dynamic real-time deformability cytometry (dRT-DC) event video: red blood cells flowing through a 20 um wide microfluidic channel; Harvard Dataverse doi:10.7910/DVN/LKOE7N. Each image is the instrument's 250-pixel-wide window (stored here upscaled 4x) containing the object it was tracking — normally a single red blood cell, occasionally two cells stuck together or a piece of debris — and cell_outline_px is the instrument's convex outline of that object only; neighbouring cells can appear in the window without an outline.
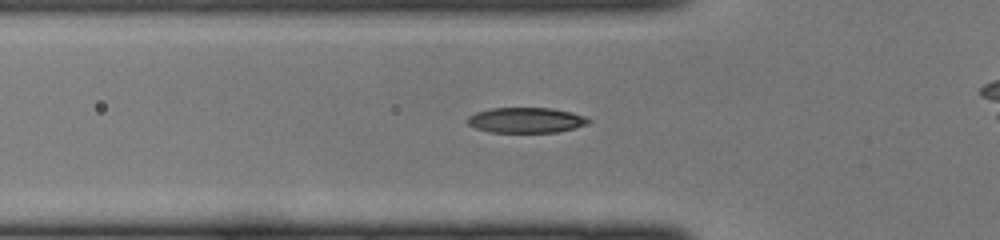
{"species": "common noctule bat (a hibernating species)", "species_latin": "Nyctalus noctula", "temperature_condition": "cold", "stored_images_in_passage": 30, "camera_frame_rate_fps": 3000, "um_per_image_px": 0.085, "animal": {"sex": "female", "body_mass_g": 22.0, "forearm_length_mm": 56.7}, "frame": {"image": 1, "passage_image": 8, "time_ms": 2.333, "image_size_px": [1000, 240], "cell_outline_px": [[592, 120], [588, 124], [556, 132], [492, 132], [476, 128], [468, 124], [464, 120], [468, 116], [476, 112], [492, 108], [552, 108], [572, 112], [584, 116]], "centroid_in_image_um": [44.69, 10.21], "position_along_channel_um": 81.1, "area_um2": 17.86}}
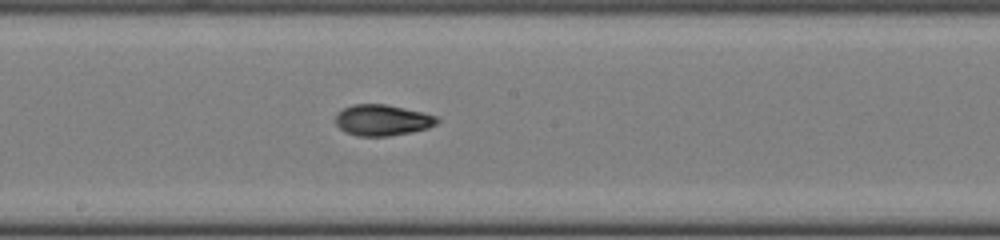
{"frame": {"image": 2, "passage_image": 17, "time_ms": 5.333, "image_size_px": [1000, 240], "cell_outline_px": [[440, 120], [436, 124], [428, 128], [412, 132], [388, 136], [356, 136], [344, 132], [336, 124], [336, 116], [344, 108], [352, 104], [388, 104], [424, 112], [436, 116]], "centroid_in_image_um": [32.52, 10.21], "position_along_channel_um": 215.7, "area_um2": 18.5}}
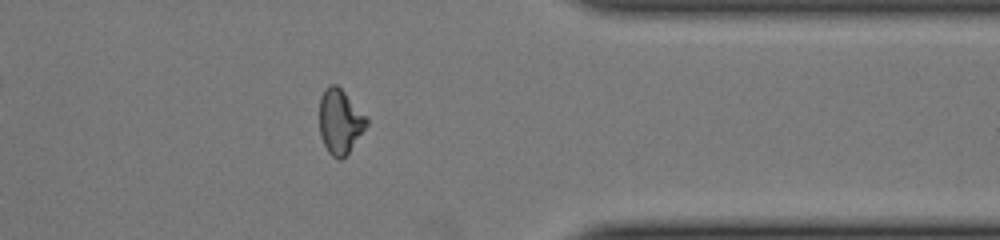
{"frame": {"image": 3, "passage_image": 29, "time_ms": 9.333, "image_size_px": [1000, 240], "cell_outline_px": [[368, 124], [348, 152], [340, 160], [336, 160], [328, 152], [320, 136], [320, 96], [324, 88], [328, 84], [336, 84], [344, 92], [368, 120]], "centroid_in_image_um": [28.86, 10.33], "position_along_channel_um": 382.5, "area_um2": 17.46}}